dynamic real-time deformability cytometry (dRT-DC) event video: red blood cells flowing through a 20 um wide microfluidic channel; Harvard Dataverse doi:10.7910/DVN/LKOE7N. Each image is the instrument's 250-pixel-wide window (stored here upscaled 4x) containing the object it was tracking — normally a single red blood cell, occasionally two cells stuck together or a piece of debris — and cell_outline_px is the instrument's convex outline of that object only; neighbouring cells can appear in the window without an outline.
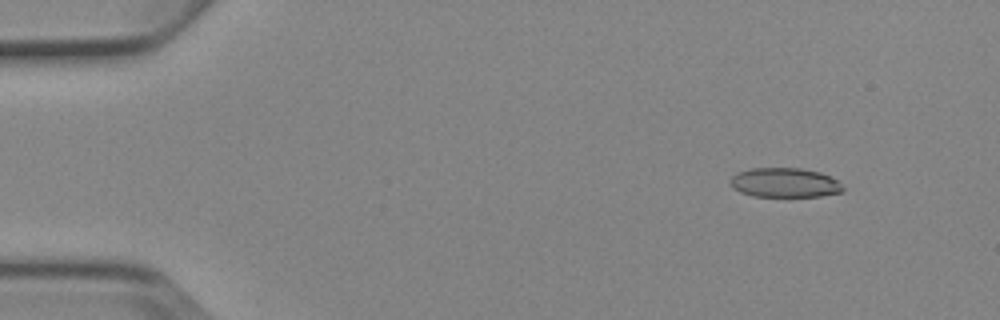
{"species": "Egyptian fruit bat (a non-hibernating species)", "species_latin": "Rousettus aegyptiacus", "temperature_condition": "cold", "stored_images_in_passage": 6, "camera_frame_rate_fps": 3000, "um_per_image_px": 0.085, "animal": {"sex": "female"}, "frame": {"image": 1, "passage_image": 2, "time_ms": 1.0, "image_size_px": [1000, 320], "cell_outline_px": [[844, 188], [840, 192], [820, 196], [752, 196], [740, 192], [732, 188], [728, 180], [736, 172], [752, 168], [800, 168], [820, 172], [836, 180]], "centroid_in_image_um": [66.63, 15.52], "position_along_channel_um": 18.4, "area_um2": 19.31}}
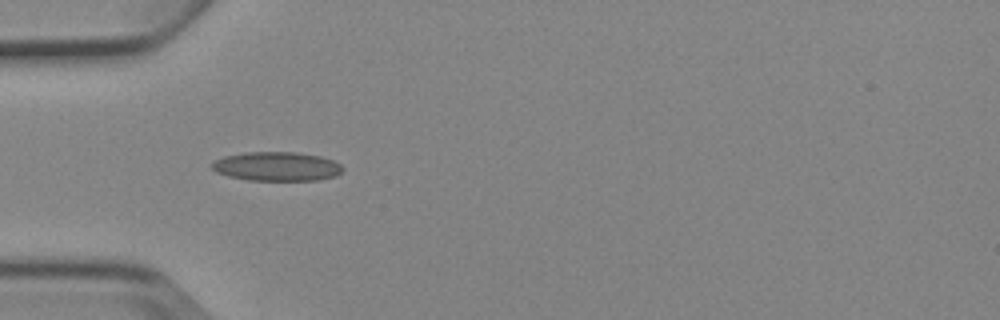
{"frame": {"image": 2, "passage_image": 5, "time_ms": 4.667, "image_size_px": [1000, 320], "cell_outline_px": [[344, 168], [336, 176], [320, 180], [248, 180], [228, 176], [216, 172], [212, 168], [212, 164], [216, 160], [224, 156], [244, 152], [296, 152], [320, 156], [332, 160], [340, 164]], "centroid_in_image_um": [23.53, 14.14], "position_along_channel_um": 61.5, "area_um2": 22.14}}
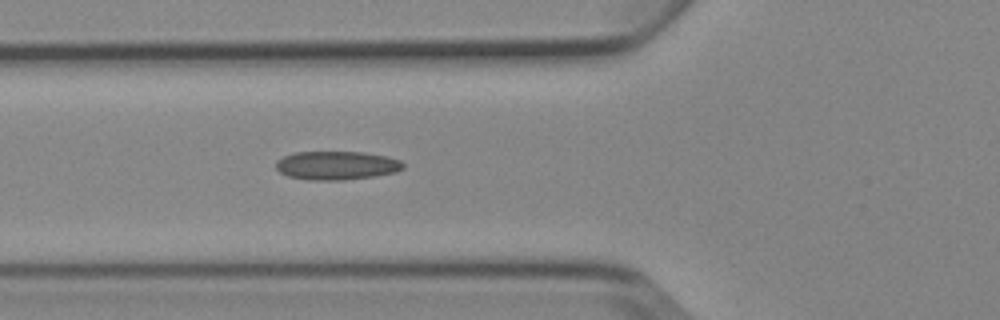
{"frame": {"image": 3, "passage_image": 6, "time_ms": 5.667, "image_size_px": [1000, 320], "cell_outline_px": [[404, 168], [396, 172], [376, 176], [344, 180], [308, 180], [288, 176], [280, 172], [276, 168], [276, 160], [284, 156], [296, 152], [364, 152], [388, 156], [400, 160], [404, 164]], "centroid_in_image_um": [28.63, 14.06], "position_along_channel_um": 97.2, "area_um2": 21.39}}